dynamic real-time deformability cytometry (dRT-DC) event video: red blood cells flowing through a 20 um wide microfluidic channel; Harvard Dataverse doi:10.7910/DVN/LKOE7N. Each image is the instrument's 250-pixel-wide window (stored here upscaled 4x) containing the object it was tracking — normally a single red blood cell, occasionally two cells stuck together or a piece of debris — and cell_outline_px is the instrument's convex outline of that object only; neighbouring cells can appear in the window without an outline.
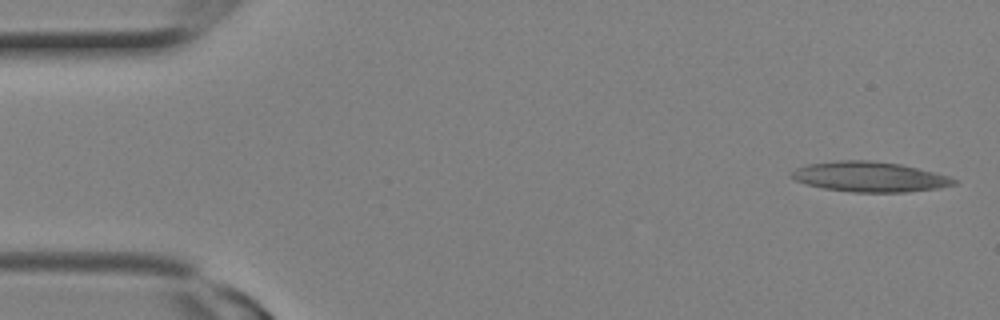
{"species": "Egyptian fruit bat (a non-hibernating species)", "species_latin": "Rousettus aegyptiacus", "temperature_condition": "room temperature", "stored_images_in_passage": 8, "camera_frame_rate_fps": 3000, "um_per_image_px": 0.085, "animal": {"sex": "female"}, "frame": {"image": 1, "passage_image": 1, "time_ms": 0.0, "image_size_px": [1000, 320], "cell_outline_px": [[956, 184], [936, 188], [908, 192], [852, 192], [824, 188], [808, 184], [796, 180], [788, 176], [796, 168], [808, 164], [836, 160], [868, 160], [900, 164], [948, 176], [956, 180]], "centroid_in_image_um": [73.88, 15.02], "position_along_channel_um": 11.1, "area_um2": 28.21}}
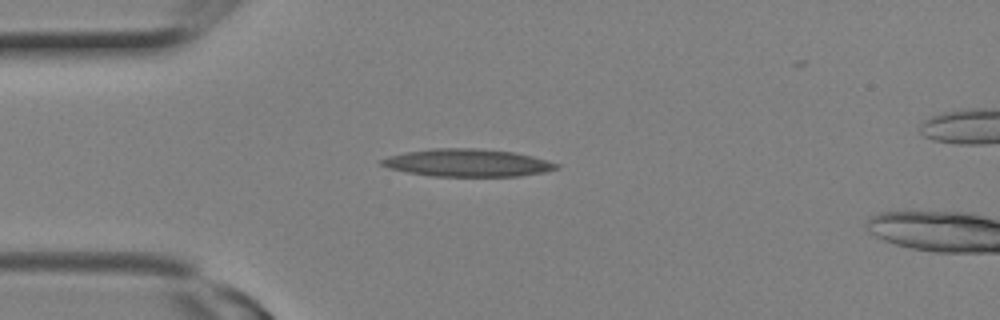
{"frame": {"image": 2, "passage_image": 6, "time_ms": 1.667, "image_size_px": [1000, 320], "cell_outline_px": [[560, 168], [544, 172], [520, 176], [432, 176], [408, 172], [388, 168], [380, 164], [380, 160], [388, 156], [404, 152], [432, 148], [476, 148], [512, 152], [532, 156], [548, 160], [560, 164]], "centroid_in_image_um": [39.74, 13.84], "position_along_channel_um": 45.3, "area_um2": 28.15}}